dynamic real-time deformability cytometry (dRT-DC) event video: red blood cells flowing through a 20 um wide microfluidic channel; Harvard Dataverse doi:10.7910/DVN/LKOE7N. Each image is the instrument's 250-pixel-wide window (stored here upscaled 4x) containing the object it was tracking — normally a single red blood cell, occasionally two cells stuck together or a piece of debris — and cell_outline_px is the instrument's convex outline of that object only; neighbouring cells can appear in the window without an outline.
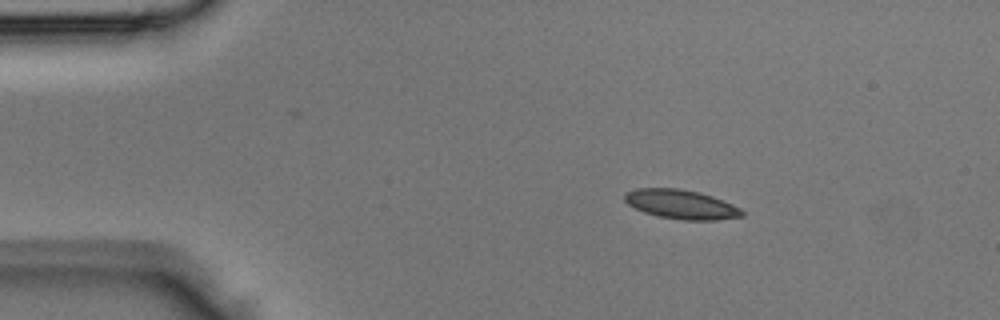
{"species": "Egyptian fruit bat (a non-hibernating species)", "species_latin": "Rousettus aegyptiacus", "temperature_condition": "room temperature", "stored_images_in_passage": 2, "camera_frame_rate_fps": 3000, "um_per_image_px": 0.085, "animal": {"sex": "male"}, "frame": {"image": 1, "passage_image": 1, "time_ms": 0.0, "image_size_px": [1000, 320], "cell_outline_px": [[744, 216], [716, 220], [684, 220], [660, 216], [644, 212], [628, 204], [624, 200], [624, 192], [636, 188], [680, 188], [712, 196], [732, 204], [740, 208], [744, 212]], "centroid_in_image_um": [57.89, 17.36], "position_along_channel_um": 27.1, "area_um2": 19.88}}
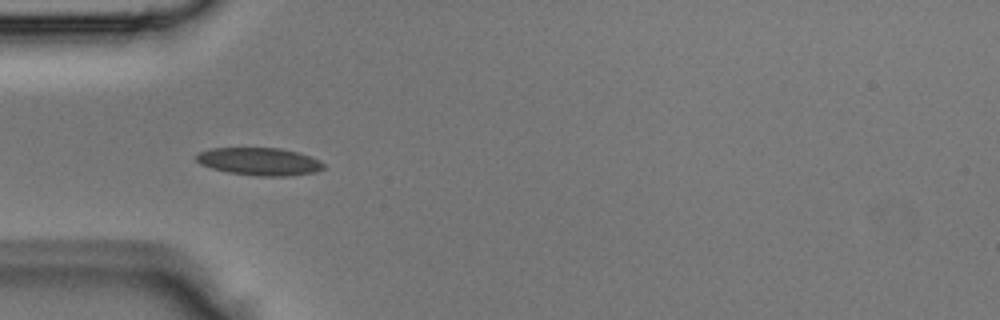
{"frame": {"image": 2, "passage_image": 2, "time_ms": 0.333, "image_size_px": [1000, 320], "cell_outline_px": [[324, 168], [316, 172], [288, 176], [256, 176], [228, 172], [212, 168], [200, 164], [196, 160], [196, 156], [200, 152], [212, 148], [280, 148], [296, 152], [320, 160], [324, 164]], "centroid_in_image_um": [22.05, 13.73], "position_along_channel_um": 62.9, "area_um2": 20.4}}